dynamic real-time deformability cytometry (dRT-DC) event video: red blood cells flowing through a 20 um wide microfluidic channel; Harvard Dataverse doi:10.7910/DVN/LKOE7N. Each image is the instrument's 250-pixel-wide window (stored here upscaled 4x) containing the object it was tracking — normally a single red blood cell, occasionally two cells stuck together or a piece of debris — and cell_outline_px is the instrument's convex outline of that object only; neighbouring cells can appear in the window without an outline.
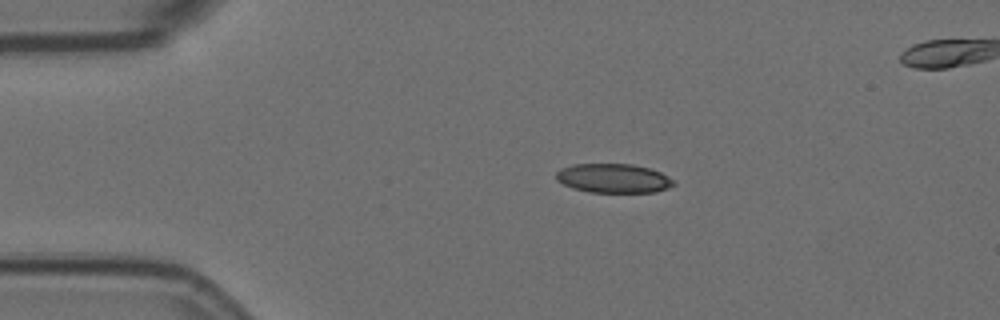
{"species": "Egyptian fruit bat (a non-hibernating species)", "species_latin": "Rousettus aegyptiacus", "temperature_condition": "room temperature", "stored_images_in_passage": 4, "camera_frame_rate_fps": 3000, "um_per_image_px": 0.085, "animal": {"sex": "female"}, "frame": {"image": 1, "passage_image": 2, "time_ms": 0.333, "image_size_px": [1000, 320], "cell_outline_px": [[676, 184], [668, 188], [656, 192], [588, 192], [572, 188], [556, 180], [556, 172], [560, 168], [572, 164], [632, 164], [648, 168], [660, 172], [668, 176]], "centroid_in_image_um": [52.12, 15.15], "position_along_channel_um": 32.9, "area_um2": 20.0}}